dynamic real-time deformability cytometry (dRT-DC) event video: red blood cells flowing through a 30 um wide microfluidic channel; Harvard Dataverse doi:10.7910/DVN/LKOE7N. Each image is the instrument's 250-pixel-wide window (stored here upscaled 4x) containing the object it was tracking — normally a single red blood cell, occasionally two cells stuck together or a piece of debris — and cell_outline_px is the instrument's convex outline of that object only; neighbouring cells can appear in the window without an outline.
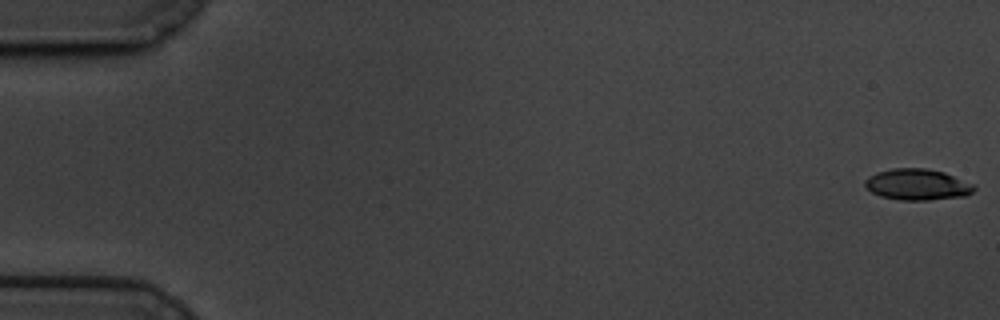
{"species": "common noctule bat (a hibernating species)", "species_latin": "Nyctalus noctula", "temperature_condition": "cold", "stored_images_in_passage": 39, "camera_frame_rate_fps": 3000, "um_per_image_px": 0.085, "animal": {"sex": "male", "body_mass_g": 19.5, "forearm_length_mm": 54.6}, "frame": {"image": 1, "passage_image": 1, "time_ms": 0.0, "image_size_px": [1000, 320], "cell_outline_px": [[976, 188], [972, 192], [964, 196], [928, 200], [900, 200], [880, 196], [872, 192], [864, 184], [864, 180], [868, 176], [876, 172], [892, 168], [928, 168], [944, 172], [972, 184]], "centroid_in_image_um": [77.94, 15.68], "position_along_channel_um": 7.1, "area_um2": 19.77}}
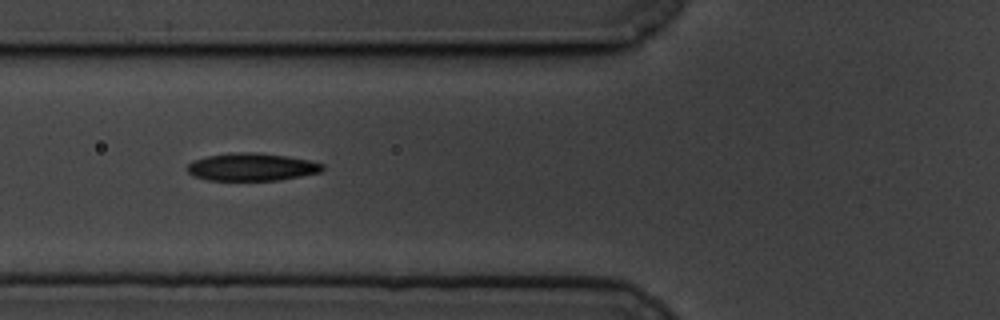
{"frame": {"image": 2, "passage_image": 23, "time_ms": 7.333, "image_size_px": [1000, 320], "cell_outline_px": [[324, 168], [320, 172], [280, 180], [208, 180], [192, 176], [188, 172], [188, 164], [192, 160], [208, 156], [236, 152], [256, 152], [284, 156], [308, 160], [324, 164]], "centroid_in_image_um": [21.37, 14.19], "position_along_channel_um": 104.4, "area_um2": 21.68}}
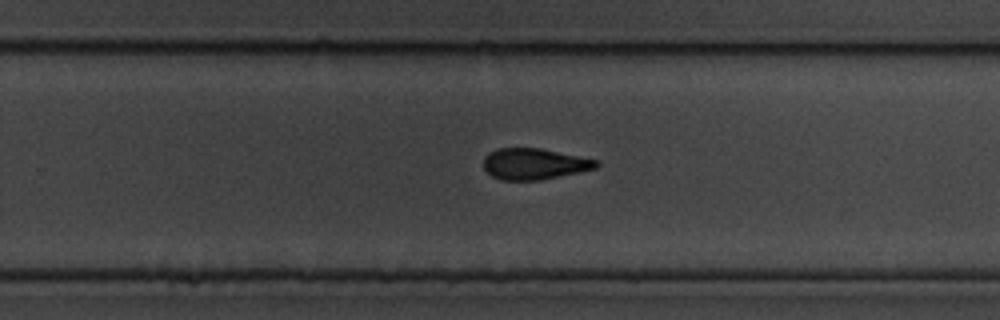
{"frame": {"image": 3, "passage_image": 39, "time_ms": 12.667, "image_size_px": [1000, 320], "cell_outline_px": [[600, 164], [596, 168], [580, 172], [540, 180], [500, 180], [492, 176], [484, 168], [484, 156], [488, 152], [496, 148], [540, 148], [596, 160]], "centroid_in_image_um": [45.37, 13.93], "position_along_channel_um": 284.4, "area_um2": 20.4}}